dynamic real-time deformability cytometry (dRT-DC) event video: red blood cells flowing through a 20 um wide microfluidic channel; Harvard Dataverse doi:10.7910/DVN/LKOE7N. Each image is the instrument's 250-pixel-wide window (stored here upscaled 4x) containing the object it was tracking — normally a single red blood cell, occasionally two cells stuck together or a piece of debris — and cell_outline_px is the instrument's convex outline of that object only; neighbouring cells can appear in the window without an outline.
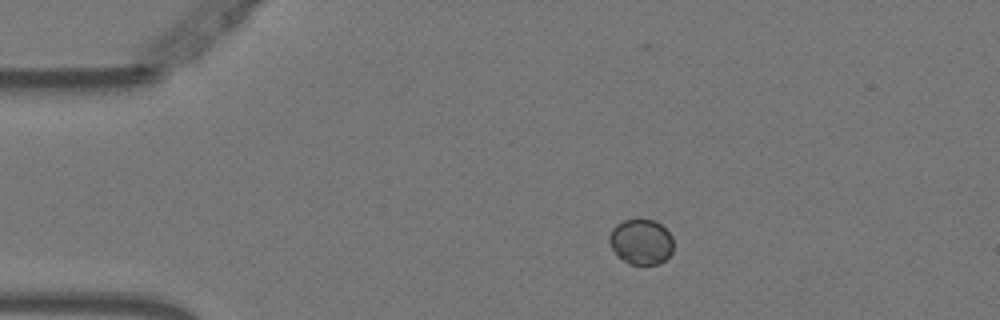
{"species": "Egyptian fruit bat (a non-hibernating species)", "species_latin": "Rousettus aegyptiacus", "temperature_condition": "warm", "stored_images_in_passage": 45, "camera_frame_rate_fps": 3000, "um_per_image_px": 0.085, "animal": {"sex": "female"}, "frame": {"image": 1, "passage_image": 1, "time_ms": 0.0, "image_size_px": [1000, 320], "cell_outline_px": [[672, 252], [660, 264], [632, 264], [616, 256], [608, 240], [608, 236], [612, 228], [616, 224], [624, 220], [652, 220], [660, 224], [672, 236]], "centroid_in_image_um": [54.46, 20.56], "position_along_channel_um": 30.5, "area_um2": 16.82}}
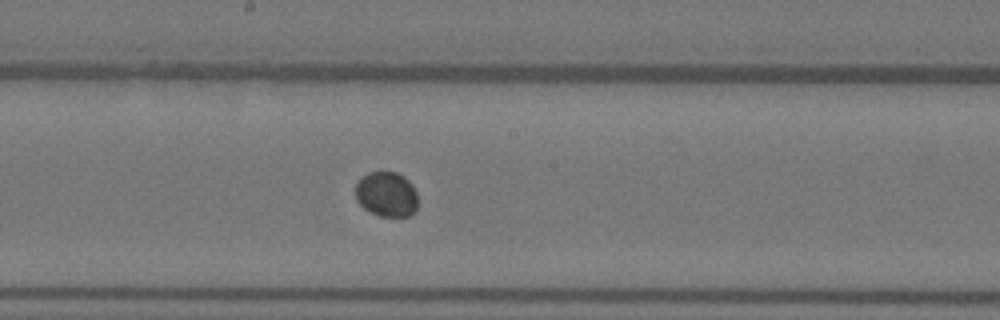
{"frame": {"image": 2, "passage_image": 20, "time_ms": 6.333, "image_size_px": [1000, 320], "cell_outline_px": [[416, 208], [412, 216], [380, 216], [368, 212], [356, 200], [356, 184], [368, 172], [396, 172], [404, 176], [412, 184], [416, 192]], "centroid_in_image_um": [32.86, 16.52], "position_along_channel_um": 215.3, "area_um2": 16.36}}
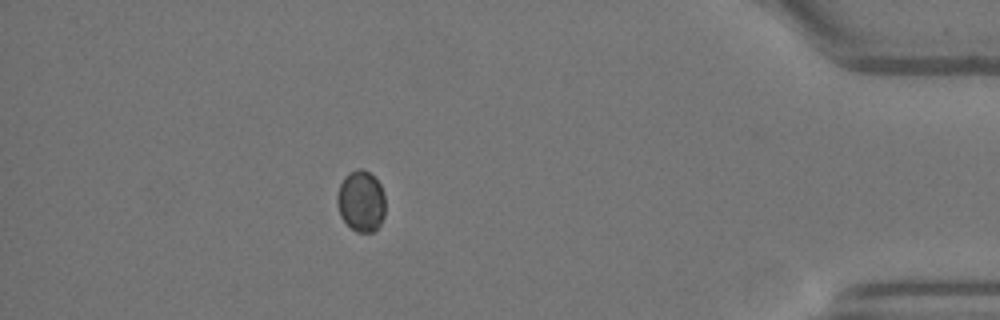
{"frame": {"image": 3, "passage_image": 39, "time_ms": 12.667, "image_size_px": [1000, 320], "cell_outline_px": [[384, 216], [380, 224], [372, 232], [356, 232], [340, 216], [336, 204], [336, 196], [340, 184], [344, 176], [348, 172], [356, 168], [360, 168], [368, 172], [380, 184], [384, 192]], "centroid_in_image_um": [30.67, 17.08], "position_along_channel_um": 404.5, "area_um2": 17.22}}